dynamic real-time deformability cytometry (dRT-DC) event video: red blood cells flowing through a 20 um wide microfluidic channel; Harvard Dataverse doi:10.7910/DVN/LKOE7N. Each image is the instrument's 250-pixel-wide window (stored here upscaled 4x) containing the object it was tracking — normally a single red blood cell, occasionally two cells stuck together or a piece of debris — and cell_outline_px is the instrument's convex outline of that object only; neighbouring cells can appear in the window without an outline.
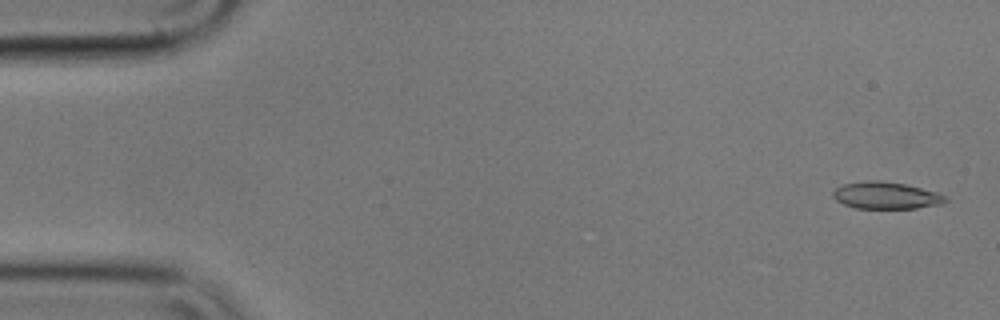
{"species": "common noctule bat (a hibernating species)", "species_latin": "Nyctalus noctula", "temperature_condition": "cold", "stored_images_in_passage": 56, "camera_frame_rate_fps": 3000, "um_per_image_px": 0.085, "animal": {"sex": "male", "body_mass_g": 17.9}, "frame": {"image": 1, "passage_image": 2, "time_ms": 0.333, "image_size_px": [1000, 320], "cell_outline_px": [[948, 200], [940, 204], [916, 208], [856, 208], [844, 204], [836, 200], [832, 196], [832, 192], [836, 188], [844, 184], [868, 180], [880, 180], [904, 184], [936, 192], [948, 196]], "centroid_in_image_um": [75.3, 16.61], "position_along_channel_um": 9.7, "area_um2": 17.57}}
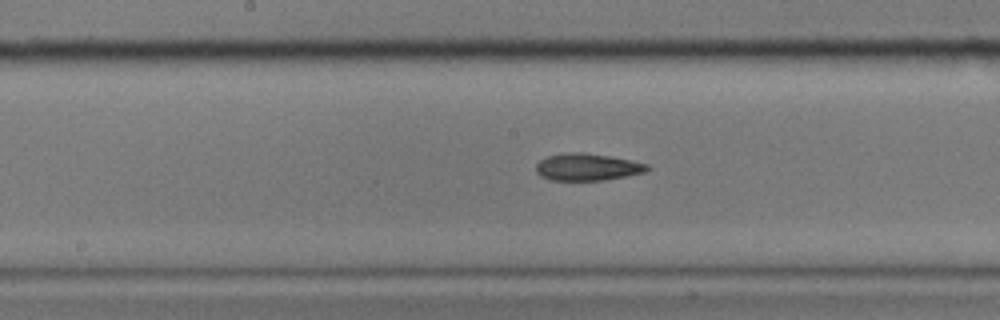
{"frame": {"image": 2, "passage_image": 28, "time_ms": 9.0, "image_size_px": [1000, 320], "cell_outline_px": [[652, 168], [644, 172], [604, 180], [548, 180], [540, 176], [536, 172], [536, 164], [540, 160], [548, 156], [568, 152], [584, 152], [608, 156], [648, 164]], "centroid_in_image_um": [49.89, 14.2], "position_along_channel_um": 198.3, "area_um2": 17.46}}
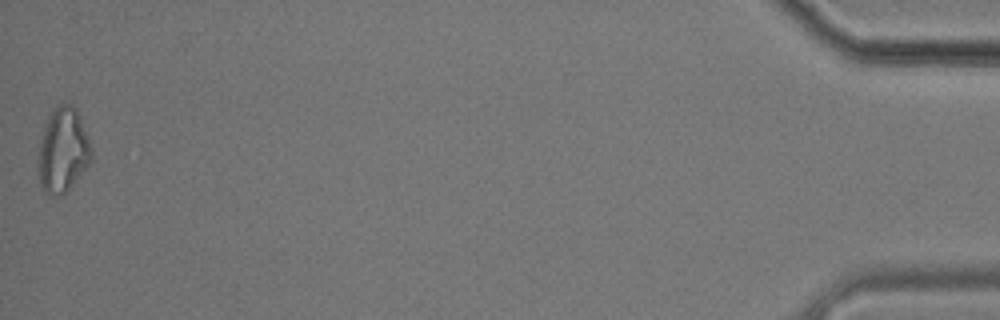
{"frame": {"image": 3, "passage_image": 56, "time_ms": 18.333, "image_size_px": [1000, 320], "cell_outline_px": [[92, 160], [68, 188], [60, 196], [48, 196], [44, 192], [40, 184], [36, 168], [40, 140], [48, 116], [52, 108], [56, 104], [68, 104], [76, 108], [92, 148]], "centroid_in_image_um": [5.3, 12.78], "position_along_channel_um": 429.9, "area_um2": 26.3}, "authors_computed_cell_mechanics": {"area_um2": 18.2648, "velocity_mm_per_s": 3.5581, "shape_relaxation_time_tau1_ms": 5.8371, "shape_relaxation_time_tau2_ms": null, "deformation_change_tau1": 0.1385, "deformation_change_tau2": null}}